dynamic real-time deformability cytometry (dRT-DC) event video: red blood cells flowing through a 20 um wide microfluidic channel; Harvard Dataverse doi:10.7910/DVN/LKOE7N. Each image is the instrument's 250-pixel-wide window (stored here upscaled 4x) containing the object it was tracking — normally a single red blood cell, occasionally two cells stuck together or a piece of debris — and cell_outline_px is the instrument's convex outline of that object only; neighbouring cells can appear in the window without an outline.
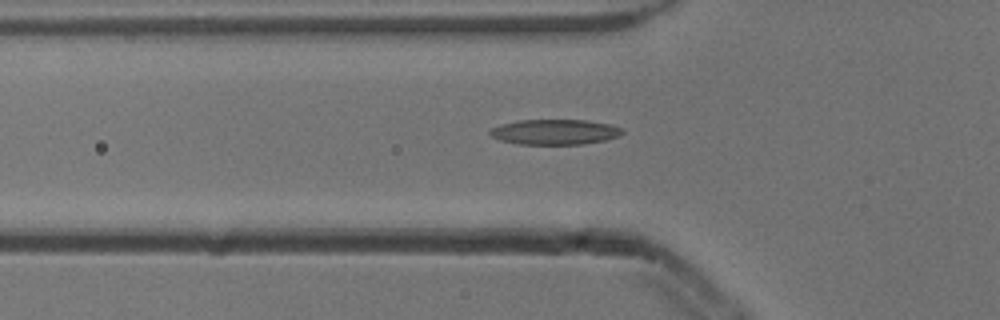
{"species": "common noctule bat (a hibernating species)", "species_latin": "Nyctalus noctula", "temperature_condition": "cold", "stored_images_in_passage": 49, "camera_frame_rate_fps": 3000, "um_per_image_px": 0.085, "animal": {"sex": "male", "body_mass_g": 13.3}, "frame": {"image": 1, "passage_image": 18, "time_ms": 5.667, "image_size_px": [1000, 320], "cell_outline_px": [[624, 132], [620, 136], [604, 140], [584, 144], [520, 144], [500, 140], [492, 136], [488, 132], [492, 128], [500, 124], [516, 120], [588, 120], [608, 124], [620, 128]], "centroid_in_image_um": [47.14, 11.21], "position_along_channel_um": 78.7, "area_um2": 19.42}}
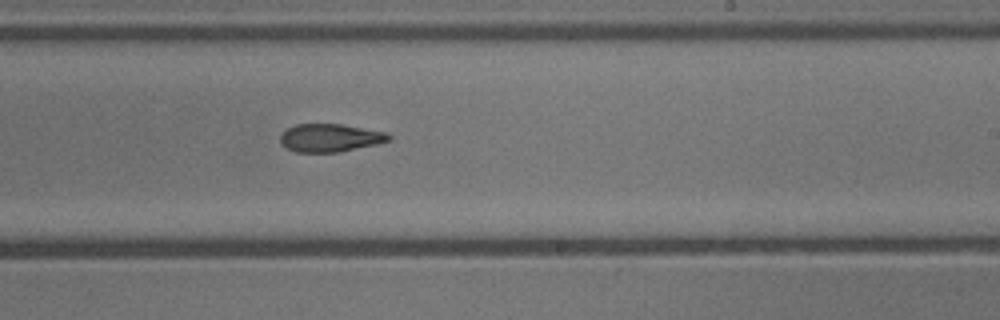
{"frame": {"image": 2, "passage_image": 32, "time_ms": 10.333, "image_size_px": [1000, 320], "cell_outline_px": [[392, 140], [376, 144], [340, 152], [296, 152], [288, 148], [280, 140], [280, 136], [288, 128], [296, 124], [340, 124], [384, 132], [392, 136]], "centroid_in_image_um": [28.08, 11.72], "position_along_channel_um": 260.9, "area_um2": 17.46}}
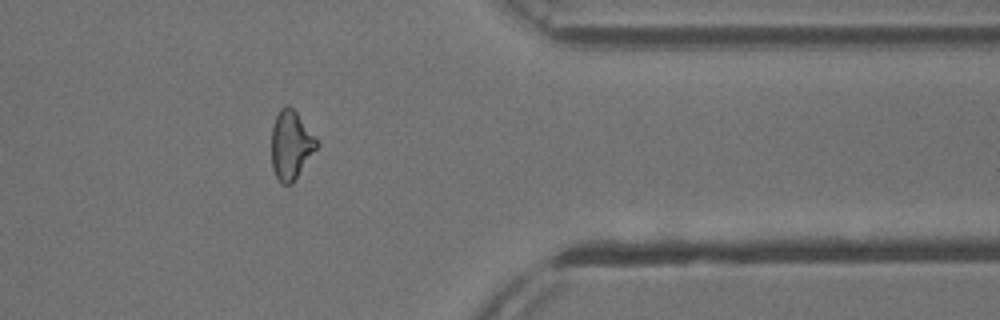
{"frame": {"image": 3, "passage_image": 43, "time_ms": 14.0, "image_size_px": [1000, 320], "cell_outline_px": [[320, 144], [296, 180], [292, 184], [280, 184], [272, 168], [272, 128], [276, 116], [280, 108], [288, 104], [296, 112]], "centroid_in_image_um": [24.73, 12.37], "position_along_channel_um": 386.7, "area_um2": 18.15}}